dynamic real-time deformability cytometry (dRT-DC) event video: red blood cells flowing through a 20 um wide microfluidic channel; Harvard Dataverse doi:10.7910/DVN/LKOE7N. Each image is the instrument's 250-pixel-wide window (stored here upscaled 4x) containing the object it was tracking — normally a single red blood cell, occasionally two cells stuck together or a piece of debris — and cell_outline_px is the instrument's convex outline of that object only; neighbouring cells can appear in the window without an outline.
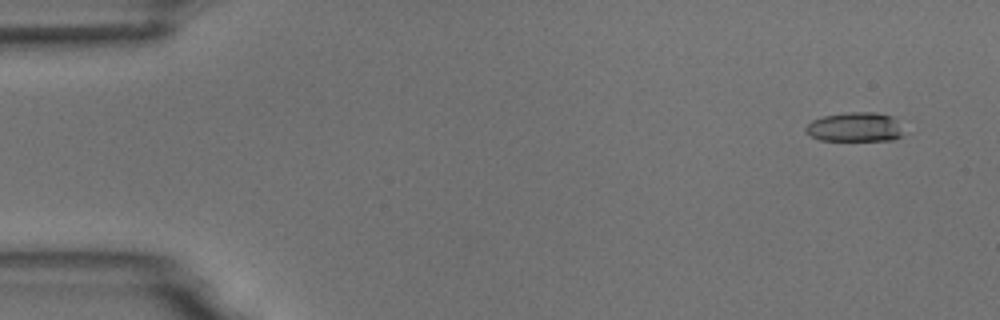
{"species": "common noctule bat (a hibernating species)", "species_latin": "Nyctalus noctula", "temperature_condition": "room temperature", "stored_images_in_passage": 8, "camera_frame_rate_fps": 3000, "um_per_image_px": 0.085, "animal": {"sex": "male", "body_mass_g": 18.8}, "frame": {"image": 1, "passage_image": 1, "time_ms": 0.0, "image_size_px": [1000, 320], "cell_outline_px": [[900, 136], [892, 140], [820, 140], [812, 136], [804, 128], [812, 120], [824, 116], [848, 112], [876, 112], [892, 116], [900, 132]], "centroid_in_image_um": [72.61, 10.79], "position_along_channel_um": 12.4, "area_um2": 16.24}}
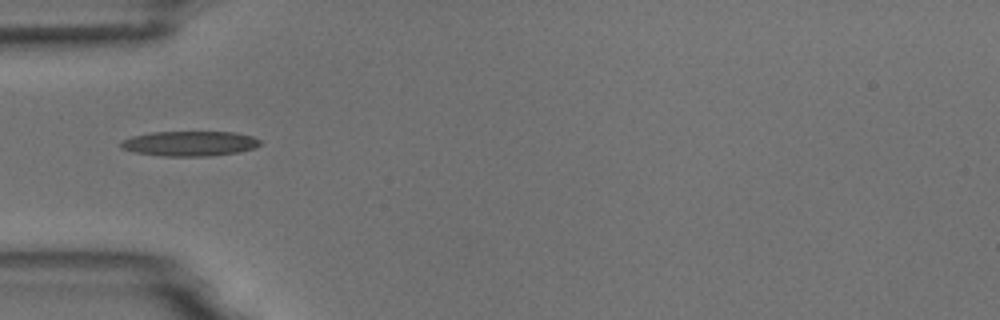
{"frame": {"image": 2, "passage_image": 5, "time_ms": 4.667, "image_size_px": [1000, 320], "cell_outline_px": [[260, 144], [252, 148], [236, 152], [208, 156], [160, 156], [136, 152], [120, 148], [120, 140], [132, 136], [152, 132], [236, 132], [252, 136], [260, 140]], "centroid_in_image_um": [16.07, 12.19], "position_along_channel_um": 68.9, "area_um2": 20.17}}